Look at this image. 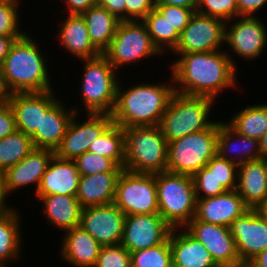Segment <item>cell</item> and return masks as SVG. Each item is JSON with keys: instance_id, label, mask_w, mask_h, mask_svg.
<instances>
[{"instance_id": "6da1fadb", "label": "cell", "mask_w": 267, "mask_h": 267, "mask_svg": "<svg viewBox=\"0 0 267 267\" xmlns=\"http://www.w3.org/2000/svg\"><path fill=\"white\" fill-rule=\"evenodd\" d=\"M228 51V52H227ZM228 50L175 54L170 63L174 90L187 96L208 97L216 101L223 90L233 87L237 78L236 57Z\"/></svg>"}, {"instance_id": "7a4b0ae2", "label": "cell", "mask_w": 267, "mask_h": 267, "mask_svg": "<svg viewBox=\"0 0 267 267\" xmlns=\"http://www.w3.org/2000/svg\"><path fill=\"white\" fill-rule=\"evenodd\" d=\"M40 49L37 39L27 32L15 41L0 69V86L5 96L54 90L47 58Z\"/></svg>"}, {"instance_id": "3957f363", "label": "cell", "mask_w": 267, "mask_h": 267, "mask_svg": "<svg viewBox=\"0 0 267 267\" xmlns=\"http://www.w3.org/2000/svg\"><path fill=\"white\" fill-rule=\"evenodd\" d=\"M167 80L169 82L158 84L138 81L139 84L129 85V89H124L119 82L116 104L111 114L113 123L122 128L159 125L175 93L172 76Z\"/></svg>"}, {"instance_id": "277c9868", "label": "cell", "mask_w": 267, "mask_h": 267, "mask_svg": "<svg viewBox=\"0 0 267 267\" xmlns=\"http://www.w3.org/2000/svg\"><path fill=\"white\" fill-rule=\"evenodd\" d=\"M123 133L124 170L144 174L166 171L168 143L159 125L123 128Z\"/></svg>"}, {"instance_id": "5b68a950", "label": "cell", "mask_w": 267, "mask_h": 267, "mask_svg": "<svg viewBox=\"0 0 267 267\" xmlns=\"http://www.w3.org/2000/svg\"><path fill=\"white\" fill-rule=\"evenodd\" d=\"M214 103L217 102L208 97L175 92L159 124L167 143L209 129L216 122V119H209Z\"/></svg>"}, {"instance_id": "8992f818", "label": "cell", "mask_w": 267, "mask_h": 267, "mask_svg": "<svg viewBox=\"0 0 267 267\" xmlns=\"http://www.w3.org/2000/svg\"><path fill=\"white\" fill-rule=\"evenodd\" d=\"M155 183L159 214L172 228H184L196 211L192 176L165 171L155 174Z\"/></svg>"}, {"instance_id": "52a82bcc", "label": "cell", "mask_w": 267, "mask_h": 267, "mask_svg": "<svg viewBox=\"0 0 267 267\" xmlns=\"http://www.w3.org/2000/svg\"><path fill=\"white\" fill-rule=\"evenodd\" d=\"M80 61L83 62L84 70L82 81L80 80L79 95L81 94L85 113L111 115L116 104L117 86L120 81L118 71L103 54Z\"/></svg>"}, {"instance_id": "ba28073f", "label": "cell", "mask_w": 267, "mask_h": 267, "mask_svg": "<svg viewBox=\"0 0 267 267\" xmlns=\"http://www.w3.org/2000/svg\"><path fill=\"white\" fill-rule=\"evenodd\" d=\"M218 121L209 128L168 143L166 171L193 176L216 155Z\"/></svg>"}, {"instance_id": "9c48e42d", "label": "cell", "mask_w": 267, "mask_h": 267, "mask_svg": "<svg viewBox=\"0 0 267 267\" xmlns=\"http://www.w3.org/2000/svg\"><path fill=\"white\" fill-rule=\"evenodd\" d=\"M110 64L119 69L143 59L162 56L153 44L145 25L141 20L120 21L109 48L103 53Z\"/></svg>"}, {"instance_id": "30bf717a", "label": "cell", "mask_w": 267, "mask_h": 267, "mask_svg": "<svg viewBox=\"0 0 267 267\" xmlns=\"http://www.w3.org/2000/svg\"><path fill=\"white\" fill-rule=\"evenodd\" d=\"M113 203L126 215L159 213L155 174L122 170Z\"/></svg>"}, {"instance_id": "8fae6325", "label": "cell", "mask_w": 267, "mask_h": 267, "mask_svg": "<svg viewBox=\"0 0 267 267\" xmlns=\"http://www.w3.org/2000/svg\"><path fill=\"white\" fill-rule=\"evenodd\" d=\"M225 26L226 22L222 19L195 12L180 34L178 45L172 51V55L224 49Z\"/></svg>"}, {"instance_id": "7c38bea8", "label": "cell", "mask_w": 267, "mask_h": 267, "mask_svg": "<svg viewBox=\"0 0 267 267\" xmlns=\"http://www.w3.org/2000/svg\"><path fill=\"white\" fill-rule=\"evenodd\" d=\"M225 43L244 61L257 60L267 46V26L259 16H239L226 22Z\"/></svg>"}, {"instance_id": "4fadbf2b", "label": "cell", "mask_w": 267, "mask_h": 267, "mask_svg": "<svg viewBox=\"0 0 267 267\" xmlns=\"http://www.w3.org/2000/svg\"><path fill=\"white\" fill-rule=\"evenodd\" d=\"M79 114H74L60 146L54 152L61 159L74 160L87 152L90 144L113 123L110 114L87 113L83 122L78 120Z\"/></svg>"}, {"instance_id": "5bb4252c", "label": "cell", "mask_w": 267, "mask_h": 267, "mask_svg": "<svg viewBox=\"0 0 267 267\" xmlns=\"http://www.w3.org/2000/svg\"><path fill=\"white\" fill-rule=\"evenodd\" d=\"M172 229L159 213L128 215L120 244L130 253L152 248L164 243Z\"/></svg>"}, {"instance_id": "9a60e30c", "label": "cell", "mask_w": 267, "mask_h": 267, "mask_svg": "<svg viewBox=\"0 0 267 267\" xmlns=\"http://www.w3.org/2000/svg\"><path fill=\"white\" fill-rule=\"evenodd\" d=\"M126 215L114 204L84 207L80 226L100 245H118L121 242Z\"/></svg>"}, {"instance_id": "2e32d148", "label": "cell", "mask_w": 267, "mask_h": 267, "mask_svg": "<svg viewBox=\"0 0 267 267\" xmlns=\"http://www.w3.org/2000/svg\"><path fill=\"white\" fill-rule=\"evenodd\" d=\"M184 228L208 249L219 267L241 264L229 227L191 220Z\"/></svg>"}, {"instance_id": "e0dca14e", "label": "cell", "mask_w": 267, "mask_h": 267, "mask_svg": "<svg viewBox=\"0 0 267 267\" xmlns=\"http://www.w3.org/2000/svg\"><path fill=\"white\" fill-rule=\"evenodd\" d=\"M229 228L241 263H249L267 249V221L255 209L235 218Z\"/></svg>"}, {"instance_id": "ac0fdd59", "label": "cell", "mask_w": 267, "mask_h": 267, "mask_svg": "<svg viewBox=\"0 0 267 267\" xmlns=\"http://www.w3.org/2000/svg\"><path fill=\"white\" fill-rule=\"evenodd\" d=\"M54 155L53 150L34 148L18 164L2 173L0 180L5 197H10L9 195L16 190L24 189V187L28 188V185L31 187L34 184L36 194L43 174Z\"/></svg>"}, {"instance_id": "d6986e66", "label": "cell", "mask_w": 267, "mask_h": 267, "mask_svg": "<svg viewBox=\"0 0 267 267\" xmlns=\"http://www.w3.org/2000/svg\"><path fill=\"white\" fill-rule=\"evenodd\" d=\"M55 92L49 90L5 96L14 112L17 130L31 136L39 128L42 116L60 99Z\"/></svg>"}, {"instance_id": "ffe728a7", "label": "cell", "mask_w": 267, "mask_h": 267, "mask_svg": "<svg viewBox=\"0 0 267 267\" xmlns=\"http://www.w3.org/2000/svg\"><path fill=\"white\" fill-rule=\"evenodd\" d=\"M249 209L238 192L231 190L215 197L197 199L192 220L229 227L235 218Z\"/></svg>"}, {"instance_id": "44dd1931", "label": "cell", "mask_w": 267, "mask_h": 267, "mask_svg": "<svg viewBox=\"0 0 267 267\" xmlns=\"http://www.w3.org/2000/svg\"><path fill=\"white\" fill-rule=\"evenodd\" d=\"M61 98L42 116L40 126L30 136L36 149H50L54 152L60 146L68 125L78 110L74 107H66ZM70 108V109H69Z\"/></svg>"}, {"instance_id": "7402d4cb", "label": "cell", "mask_w": 267, "mask_h": 267, "mask_svg": "<svg viewBox=\"0 0 267 267\" xmlns=\"http://www.w3.org/2000/svg\"><path fill=\"white\" fill-rule=\"evenodd\" d=\"M80 174L73 160L54 155L43 174L36 197L48 195L77 196Z\"/></svg>"}, {"instance_id": "603a6c76", "label": "cell", "mask_w": 267, "mask_h": 267, "mask_svg": "<svg viewBox=\"0 0 267 267\" xmlns=\"http://www.w3.org/2000/svg\"><path fill=\"white\" fill-rule=\"evenodd\" d=\"M169 244L172 267H219L208 249L185 228H173Z\"/></svg>"}, {"instance_id": "cb8c5ba5", "label": "cell", "mask_w": 267, "mask_h": 267, "mask_svg": "<svg viewBox=\"0 0 267 267\" xmlns=\"http://www.w3.org/2000/svg\"><path fill=\"white\" fill-rule=\"evenodd\" d=\"M64 232L59 250L61 259L72 267H94L102 245L81 226Z\"/></svg>"}, {"instance_id": "d4e9b609", "label": "cell", "mask_w": 267, "mask_h": 267, "mask_svg": "<svg viewBox=\"0 0 267 267\" xmlns=\"http://www.w3.org/2000/svg\"><path fill=\"white\" fill-rule=\"evenodd\" d=\"M216 154L237 166L261 156L258 140L237 134L223 120H218Z\"/></svg>"}, {"instance_id": "484cf974", "label": "cell", "mask_w": 267, "mask_h": 267, "mask_svg": "<svg viewBox=\"0 0 267 267\" xmlns=\"http://www.w3.org/2000/svg\"><path fill=\"white\" fill-rule=\"evenodd\" d=\"M65 20L59 25L56 38L62 48L66 49L72 57L77 59H92L101 55L89 38L87 25L79 14H66Z\"/></svg>"}, {"instance_id": "4316f807", "label": "cell", "mask_w": 267, "mask_h": 267, "mask_svg": "<svg viewBox=\"0 0 267 267\" xmlns=\"http://www.w3.org/2000/svg\"><path fill=\"white\" fill-rule=\"evenodd\" d=\"M38 200L43 202L41 208L50 226L62 230V233L80 226L82 207L76 196L53 194L41 196Z\"/></svg>"}, {"instance_id": "83f0119b", "label": "cell", "mask_w": 267, "mask_h": 267, "mask_svg": "<svg viewBox=\"0 0 267 267\" xmlns=\"http://www.w3.org/2000/svg\"><path fill=\"white\" fill-rule=\"evenodd\" d=\"M121 172H100L80 176L78 199L82 208L107 205L114 201L116 183Z\"/></svg>"}, {"instance_id": "f1b7e54d", "label": "cell", "mask_w": 267, "mask_h": 267, "mask_svg": "<svg viewBox=\"0 0 267 267\" xmlns=\"http://www.w3.org/2000/svg\"><path fill=\"white\" fill-rule=\"evenodd\" d=\"M235 190L250 209H255L267 198V173L260 159L238 166Z\"/></svg>"}, {"instance_id": "f546056e", "label": "cell", "mask_w": 267, "mask_h": 267, "mask_svg": "<svg viewBox=\"0 0 267 267\" xmlns=\"http://www.w3.org/2000/svg\"><path fill=\"white\" fill-rule=\"evenodd\" d=\"M81 15L86 22L90 41L103 54L109 48L120 20L98 4Z\"/></svg>"}, {"instance_id": "4dcf8cb0", "label": "cell", "mask_w": 267, "mask_h": 267, "mask_svg": "<svg viewBox=\"0 0 267 267\" xmlns=\"http://www.w3.org/2000/svg\"><path fill=\"white\" fill-rule=\"evenodd\" d=\"M18 208L12 207L0 217V264L7 265L21 257L23 233ZM21 222V223H20ZM21 225V226H20ZM20 256V257H19Z\"/></svg>"}, {"instance_id": "1f68e13d", "label": "cell", "mask_w": 267, "mask_h": 267, "mask_svg": "<svg viewBox=\"0 0 267 267\" xmlns=\"http://www.w3.org/2000/svg\"><path fill=\"white\" fill-rule=\"evenodd\" d=\"M224 122L237 134L259 141L267 131V103L246 105Z\"/></svg>"}, {"instance_id": "d6a6232c", "label": "cell", "mask_w": 267, "mask_h": 267, "mask_svg": "<svg viewBox=\"0 0 267 267\" xmlns=\"http://www.w3.org/2000/svg\"><path fill=\"white\" fill-rule=\"evenodd\" d=\"M141 21L151 36L153 44L163 55L167 50L172 52L176 48L180 34L156 8L152 9Z\"/></svg>"}, {"instance_id": "836d02e7", "label": "cell", "mask_w": 267, "mask_h": 267, "mask_svg": "<svg viewBox=\"0 0 267 267\" xmlns=\"http://www.w3.org/2000/svg\"><path fill=\"white\" fill-rule=\"evenodd\" d=\"M88 152L112 159L118 166L125 162V144L123 128L112 123L89 146Z\"/></svg>"}, {"instance_id": "e575fe53", "label": "cell", "mask_w": 267, "mask_h": 267, "mask_svg": "<svg viewBox=\"0 0 267 267\" xmlns=\"http://www.w3.org/2000/svg\"><path fill=\"white\" fill-rule=\"evenodd\" d=\"M34 149L31 137L19 130L0 139V175Z\"/></svg>"}, {"instance_id": "d590c367", "label": "cell", "mask_w": 267, "mask_h": 267, "mask_svg": "<svg viewBox=\"0 0 267 267\" xmlns=\"http://www.w3.org/2000/svg\"><path fill=\"white\" fill-rule=\"evenodd\" d=\"M132 267H172L169 238L162 244L131 252Z\"/></svg>"}, {"instance_id": "8d00e7d4", "label": "cell", "mask_w": 267, "mask_h": 267, "mask_svg": "<svg viewBox=\"0 0 267 267\" xmlns=\"http://www.w3.org/2000/svg\"><path fill=\"white\" fill-rule=\"evenodd\" d=\"M21 2V0H0V36L22 37L26 33L20 27L21 21H19L22 13L19 11Z\"/></svg>"}, {"instance_id": "74e56055", "label": "cell", "mask_w": 267, "mask_h": 267, "mask_svg": "<svg viewBox=\"0 0 267 267\" xmlns=\"http://www.w3.org/2000/svg\"><path fill=\"white\" fill-rule=\"evenodd\" d=\"M80 176L93 175L100 172H122L123 167L118 166L112 159L95 153L85 152L73 160Z\"/></svg>"}, {"instance_id": "f35d334b", "label": "cell", "mask_w": 267, "mask_h": 267, "mask_svg": "<svg viewBox=\"0 0 267 267\" xmlns=\"http://www.w3.org/2000/svg\"><path fill=\"white\" fill-rule=\"evenodd\" d=\"M196 12L202 15L231 21L238 17L236 0H198Z\"/></svg>"}, {"instance_id": "ab89813d", "label": "cell", "mask_w": 267, "mask_h": 267, "mask_svg": "<svg viewBox=\"0 0 267 267\" xmlns=\"http://www.w3.org/2000/svg\"><path fill=\"white\" fill-rule=\"evenodd\" d=\"M192 178L196 199L215 197L228 191L207 167L197 171Z\"/></svg>"}, {"instance_id": "60d3db41", "label": "cell", "mask_w": 267, "mask_h": 267, "mask_svg": "<svg viewBox=\"0 0 267 267\" xmlns=\"http://www.w3.org/2000/svg\"><path fill=\"white\" fill-rule=\"evenodd\" d=\"M206 167L217 177L228 190H235L237 186L238 166L217 154L207 163Z\"/></svg>"}, {"instance_id": "b9f144b4", "label": "cell", "mask_w": 267, "mask_h": 267, "mask_svg": "<svg viewBox=\"0 0 267 267\" xmlns=\"http://www.w3.org/2000/svg\"><path fill=\"white\" fill-rule=\"evenodd\" d=\"M94 267H132L131 253L121 244L102 246Z\"/></svg>"}, {"instance_id": "7bdbcfd3", "label": "cell", "mask_w": 267, "mask_h": 267, "mask_svg": "<svg viewBox=\"0 0 267 267\" xmlns=\"http://www.w3.org/2000/svg\"><path fill=\"white\" fill-rule=\"evenodd\" d=\"M155 8L168 20L175 30L181 34L188 25L191 16L195 13L192 8L155 4Z\"/></svg>"}, {"instance_id": "ee69618b", "label": "cell", "mask_w": 267, "mask_h": 267, "mask_svg": "<svg viewBox=\"0 0 267 267\" xmlns=\"http://www.w3.org/2000/svg\"><path fill=\"white\" fill-rule=\"evenodd\" d=\"M126 20H142L155 8V0H125Z\"/></svg>"}, {"instance_id": "f6af8a7d", "label": "cell", "mask_w": 267, "mask_h": 267, "mask_svg": "<svg viewBox=\"0 0 267 267\" xmlns=\"http://www.w3.org/2000/svg\"><path fill=\"white\" fill-rule=\"evenodd\" d=\"M17 130L14 112L9 103L4 99L0 101V139Z\"/></svg>"}, {"instance_id": "bcb514c9", "label": "cell", "mask_w": 267, "mask_h": 267, "mask_svg": "<svg viewBox=\"0 0 267 267\" xmlns=\"http://www.w3.org/2000/svg\"><path fill=\"white\" fill-rule=\"evenodd\" d=\"M239 16L256 17L260 9L266 6L267 0H236ZM258 12V13H257Z\"/></svg>"}, {"instance_id": "7dc6e473", "label": "cell", "mask_w": 267, "mask_h": 267, "mask_svg": "<svg viewBox=\"0 0 267 267\" xmlns=\"http://www.w3.org/2000/svg\"><path fill=\"white\" fill-rule=\"evenodd\" d=\"M97 4L107 9L115 15L120 21H126V3L125 0H97Z\"/></svg>"}, {"instance_id": "c3c4849f", "label": "cell", "mask_w": 267, "mask_h": 267, "mask_svg": "<svg viewBox=\"0 0 267 267\" xmlns=\"http://www.w3.org/2000/svg\"><path fill=\"white\" fill-rule=\"evenodd\" d=\"M66 4L67 14H79L86 12L89 8L97 5V0H62Z\"/></svg>"}, {"instance_id": "681fc988", "label": "cell", "mask_w": 267, "mask_h": 267, "mask_svg": "<svg viewBox=\"0 0 267 267\" xmlns=\"http://www.w3.org/2000/svg\"><path fill=\"white\" fill-rule=\"evenodd\" d=\"M19 38L21 37L0 36V69L4 63L5 57L9 54L11 47Z\"/></svg>"}, {"instance_id": "f907efd6", "label": "cell", "mask_w": 267, "mask_h": 267, "mask_svg": "<svg viewBox=\"0 0 267 267\" xmlns=\"http://www.w3.org/2000/svg\"><path fill=\"white\" fill-rule=\"evenodd\" d=\"M155 4L192 8L196 12L198 0H155Z\"/></svg>"}, {"instance_id": "816d5d0a", "label": "cell", "mask_w": 267, "mask_h": 267, "mask_svg": "<svg viewBox=\"0 0 267 267\" xmlns=\"http://www.w3.org/2000/svg\"><path fill=\"white\" fill-rule=\"evenodd\" d=\"M253 267H267V249L249 262Z\"/></svg>"}, {"instance_id": "f5cc1de1", "label": "cell", "mask_w": 267, "mask_h": 267, "mask_svg": "<svg viewBox=\"0 0 267 267\" xmlns=\"http://www.w3.org/2000/svg\"><path fill=\"white\" fill-rule=\"evenodd\" d=\"M7 199L8 198H6L4 195L1 180H0V217H2L5 213H7L12 208V205L10 206L9 203H7V201H9Z\"/></svg>"}, {"instance_id": "db71d44e", "label": "cell", "mask_w": 267, "mask_h": 267, "mask_svg": "<svg viewBox=\"0 0 267 267\" xmlns=\"http://www.w3.org/2000/svg\"><path fill=\"white\" fill-rule=\"evenodd\" d=\"M255 211L262 219L267 221V198L255 208Z\"/></svg>"}, {"instance_id": "11a10c76", "label": "cell", "mask_w": 267, "mask_h": 267, "mask_svg": "<svg viewBox=\"0 0 267 267\" xmlns=\"http://www.w3.org/2000/svg\"><path fill=\"white\" fill-rule=\"evenodd\" d=\"M259 145H260V155L261 156L267 155V131L259 140Z\"/></svg>"}, {"instance_id": "9f6ffc18", "label": "cell", "mask_w": 267, "mask_h": 267, "mask_svg": "<svg viewBox=\"0 0 267 267\" xmlns=\"http://www.w3.org/2000/svg\"><path fill=\"white\" fill-rule=\"evenodd\" d=\"M264 166V170L266 171L267 173V155H264V156H260L259 158Z\"/></svg>"}, {"instance_id": "6f0895ef", "label": "cell", "mask_w": 267, "mask_h": 267, "mask_svg": "<svg viewBox=\"0 0 267 267\" xmlns=\"http://www.w3.org/2000/svg\"><path fill=\"white\" fill-rule=\"evenodd\" d=\"M5 99V95L1 89V86H0V101H3Z\"/></svg>"}, {"instance_id": "680465c9", "label": "cell", "mask_w": 267, "mask_h": 267, "mask_svg": "<svg viewBox=\"0 0 267 267\" xmlns=\"http://www.w3.org/2000/svg\"><path fill=\"white\" fill-rule=\"evenodd\" d=\"M238 267H253L250 263H241Z\"/></svg>"}, {"instance_id": "91938a15", "label": "cell", "mask_w": 267, "mask_h": 267, "mask_svg": "<svg viewBox=\"0 0 267 267\" xmlns=\"http://www.w3.org/2000/svg\"><path fill=\"white\" fill-rule=\"evenodd\" d=\"M0 267H10V266L9 264L8 265L0 264Z\"/></svg>"}]
</instances>
